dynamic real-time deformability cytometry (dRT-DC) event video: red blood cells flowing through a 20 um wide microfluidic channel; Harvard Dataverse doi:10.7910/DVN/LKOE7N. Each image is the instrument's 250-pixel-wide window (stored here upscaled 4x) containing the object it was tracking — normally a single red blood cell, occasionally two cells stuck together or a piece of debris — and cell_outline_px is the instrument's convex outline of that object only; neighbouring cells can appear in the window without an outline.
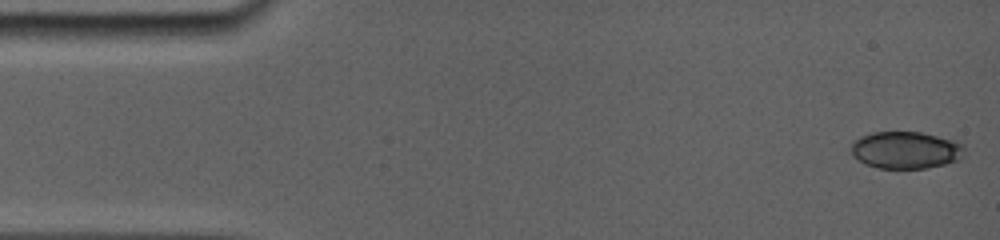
{"species": "common noctule bat (a hibernating species)", "species_latin": "Nyctalus noctula", "temperature_condition": "room temperature", "stored_images_in_passage": 11, "camera_frame_rate_fps": 5000, "um_per_image_px": 0.085, "animal": {"sex": "female", "body_mass_g": 19.0, "forearm_length_mm": 56.7}, "frame": {"image": 1, "passage_image": 1, "time_ms": 0.0, "image_size_px": [1000, 240], "cell_outline_px": [[956, 148], [952, 160], [940, 164], [924, 168], [880, 168], [868, 164], [860, 160], [852, 152], [852, 148], [864, 136], [876, 132], [920, 132], [936, 136], [948, 140], [956, 144]], "centroid_in_image_um": [76.83, 12.75], "position_along_channel_um": 8.2, "area_um2": 22.31}}
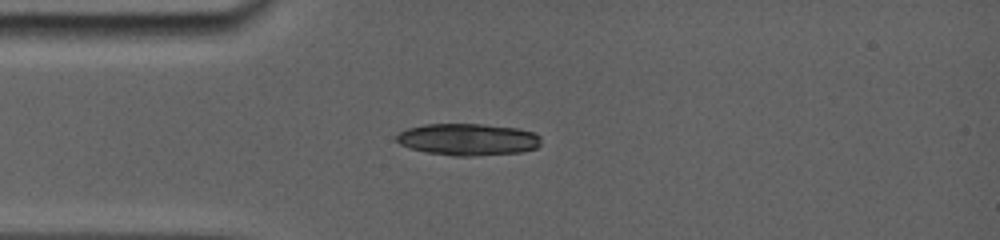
{"frame": {"image": 2, "passage_image": 10, "time_ms": 3.8, "image_size_px": [1000, 240], "cell_outline_px": [[540, 144], [536, 148], [520, 152], [468, 156], [456, 156], [428, 152], [412, 148], [400, 144], [396, 140], [396, 136], [400, 132], [408, 128], [424, 124], [480, 124], [516, 128], [532, 132], [536, 136]], "centroid_in_image_um": [39.73, 11.85], "position_along_channel_um": 45.3, "area_um2": 26.36}}